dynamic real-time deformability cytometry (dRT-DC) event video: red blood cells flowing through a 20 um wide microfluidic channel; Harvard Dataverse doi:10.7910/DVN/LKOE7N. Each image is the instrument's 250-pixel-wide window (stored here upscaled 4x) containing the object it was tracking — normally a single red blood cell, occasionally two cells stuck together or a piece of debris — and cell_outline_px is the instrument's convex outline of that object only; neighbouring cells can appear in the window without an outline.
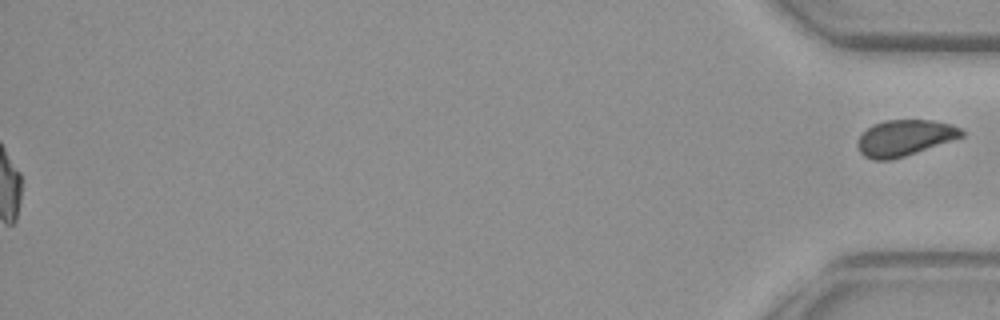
{"species": "common noctule bat (a hibernating species)", "species_latin": "Nyctalus noctula", "temperature_condition": "warm", "stored_images_in_passage": 55, "segment_of_instrument_passage": [2, 2], "camera_frame_rate_fps": 3000, "um_per_image_px": 0.085, "animal": {"sex": "female", "body_mass_g": 29.2, "forearm_length_mm": 56.3}, "frame": {"image": 1, "passage_image": 55, "time_ms": 18.0, "image_size_px": [1000, 320], "cell_outline_px": [[964, 136], [892, 160], [872, 160], [864, 156], [860, 152], [856, 144], [860, 136], [868, 128], [884, 120], [932, 120], [952, 124], [960, 128], [964, 132]], "centroid_in_image_um": [76.89, 11.72], "position_along_channel_um": 358.3, "area_um2": 21.68}}